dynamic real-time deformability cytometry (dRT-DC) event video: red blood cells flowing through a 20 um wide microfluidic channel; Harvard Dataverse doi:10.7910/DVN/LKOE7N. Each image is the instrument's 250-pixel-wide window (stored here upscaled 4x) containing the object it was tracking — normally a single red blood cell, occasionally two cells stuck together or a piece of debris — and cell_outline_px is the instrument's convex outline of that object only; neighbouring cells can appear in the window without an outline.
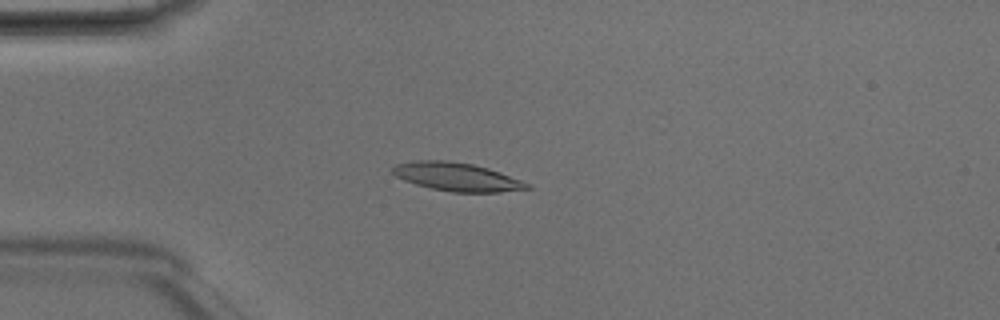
{"species": "Egyptian fruit bat (a non-hibernating species)", "species_latin": "Rousettus aegyptiacus", "temperature_condition": "room temperature", "stored_images_in_passage": 49, "camera_frame_rate_fps": 3000, "um_per_image_px": 0.085, "animal": {"sex": "male"}, "frame": {"image": 1, "passage_image": 13, "time_ms": 4.0, "image_size_px": [1000, 320], "cell_outline_px": [[532, 188], [500, 192], [452, 192], [432, 188], [416, 184], [404, 180], [396, 176], [392, 172], [392, 168], [396, 164], [412, 160], [444, 160], [472, 164], [488, 168], [500, 172], [532, 184]], "centroid_in_image_um": [38.85, 15.03], "position_along_channel_um": 46.2, "area_um2": 22.2}}
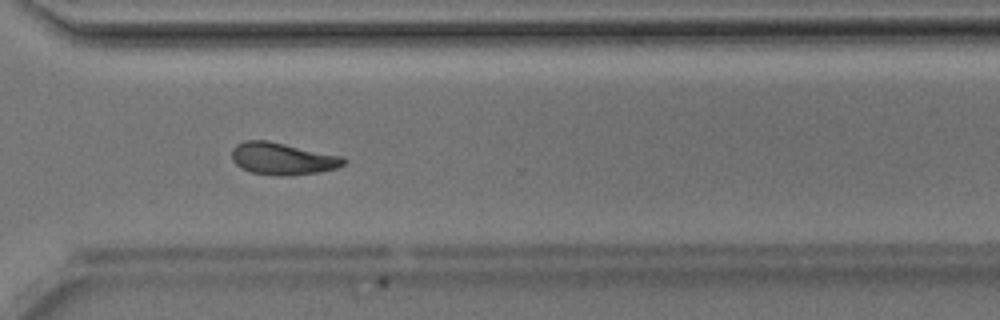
{"frame": {"image": 2, "passage_image": 36, "time_ms": 11.667, "image_size_px": [1000, 320], "cell_outline_px": [[348, 160], [344, 164], [336, 168], [320, 172], [288, 176], [276, 176], [252, 172], [240, 168], [232, 160], [232, 148], [236, 144], [244, 140], [268, 140], [344, 156]], "centroid_in_image_um": [24.03, 13.48], "position_along_channel_um": 346.6, "area_um2": 21.27}}
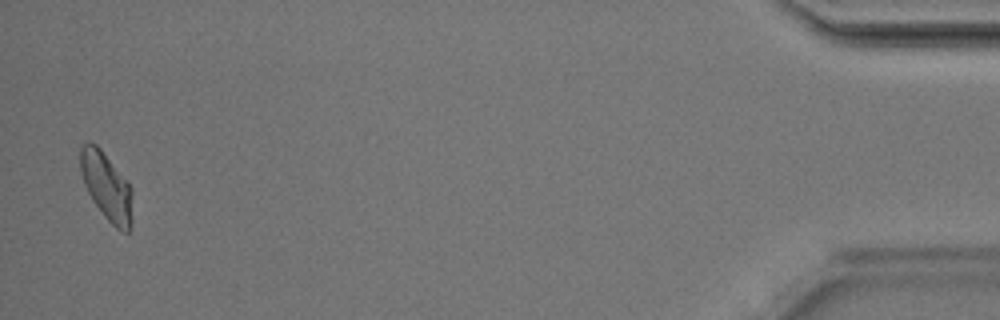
{"frame": {"image": 3, "passage_image": 48, "time_ms": 15.667, "image_size_px": [1000, 320], "cell_outline_px": [[132, 220], [128, 232], [124, 232], [116, 228], [104, 216], [92, 200], [84, 184], [80, 172], [80, 148], [84, 144], [96, 144], [100, 148], [132, 188]], "centroid_in_image_um": [9.06, 15.88], "position_along_channel_um": 426.1, "area_um2": 20.29}, "authors_computed_cell_mechanics": {"area_um2": 20.9814, "velocity_mm_per_s": 4.1767, "shape_relaxation_time_tau1_ms": 2.7026, "shape_relaxation_time_tau2_ms": 3.4721, "deformation_change_tau1": 0.1342, "deformation_change_tau2": 0.1117}}